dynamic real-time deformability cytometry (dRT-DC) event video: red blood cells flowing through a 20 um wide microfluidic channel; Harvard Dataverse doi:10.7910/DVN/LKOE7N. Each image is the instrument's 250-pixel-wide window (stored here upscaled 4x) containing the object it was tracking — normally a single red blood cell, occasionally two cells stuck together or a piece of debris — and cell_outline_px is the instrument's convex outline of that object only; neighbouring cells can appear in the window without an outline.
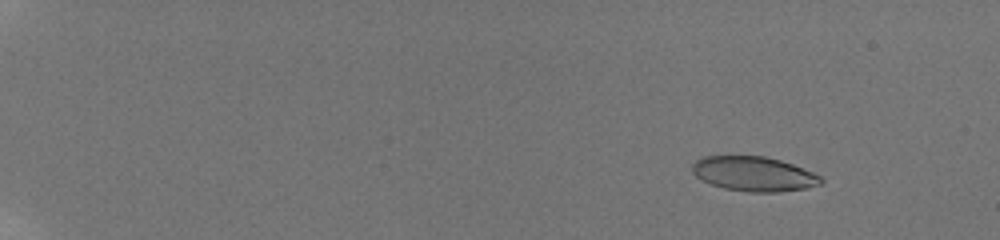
{"species": "human", "species_latin": "Homo sapiens", "temperature_condition": "room temperature", "stored_images_in_passage": 59, "camera_frame_rate_fps": 3000, "um_per_image_px": 0.085, "donor": {"sex": "male"}, "frame": {"image": 1, "passage_image": 9, "time_ms": 2.667, "image_size_px": [1000, 240], "cell_outline_px": [[824, 180], [820, 184], [804, 188], [776, 192], [748, 192], [724, 188], [712, 184], [696, 176], [692, 172], [692, 164], [696, 160], [704, 156], [764, 156], [780, 160], [792, 164], [812, 172], [820, 176]], "centroid_in_image_um": [64.06, 14.77], "position_along_channel_um": 20.9, "area_um2": 25.72}}
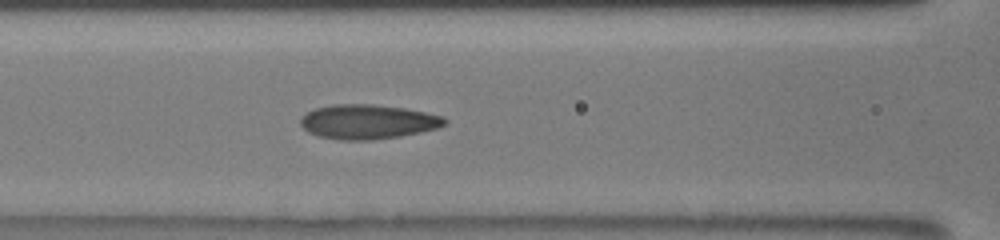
{"frame": {"image": 2, "passage_image": 31, "time_ms": 10.0, "image_size_px": [1000, 240], "cell_outline_px": [[448, 120], [444, 124], [436, 128], [420, 132], [400, 136], [372, 140], [340, 140], [320, 136], [308, 132], [300, 124], [300, 120], [308, 112], [316, 108], [332, 104], [372, 104], [404, 108], [444, 116]], "centroid_in_image_um": [31.27, 10.35], "position_along_channel_um": 135.3, "area_um2": 28.78}}
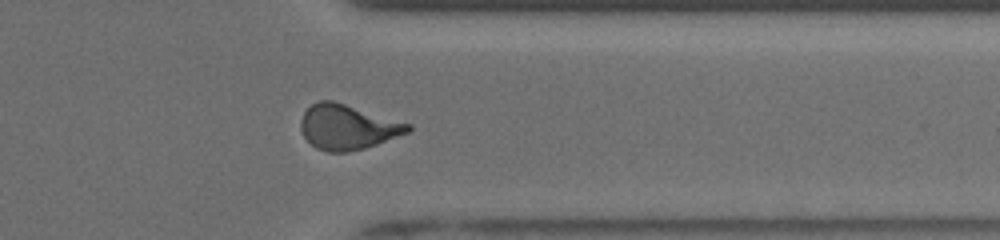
{"frame": {"image": 3, "passage_image": 50, "time_ms": 16.333, "image_size_px": [1000, 240], "cell_outline_px": [[412, 128], [408, 132], [376, 144], [364, 148], [348, 152], [328, 152], [316, 148], [304, 136], [300, 128], [300, 120], [304, 112], [312, 104], [320, 100], [332, 100], [412, 124]], "centroid_in_image_um": [29.53, 10.79], "position_along_channel_um": 381.9, "area_um2": 27.86}, "authors_computed_cell_mechanics": {"area_um2": 26.9348, "velocity_mm_per_s": 3.9018, "shape_relaxation_time_tau1_ms": 6.6647, "shape_relaxation_time_tau2_ms": 1.2065, "deformation_change_tau1": 0.1944, "deformation_change_tau2": 0.0785}}